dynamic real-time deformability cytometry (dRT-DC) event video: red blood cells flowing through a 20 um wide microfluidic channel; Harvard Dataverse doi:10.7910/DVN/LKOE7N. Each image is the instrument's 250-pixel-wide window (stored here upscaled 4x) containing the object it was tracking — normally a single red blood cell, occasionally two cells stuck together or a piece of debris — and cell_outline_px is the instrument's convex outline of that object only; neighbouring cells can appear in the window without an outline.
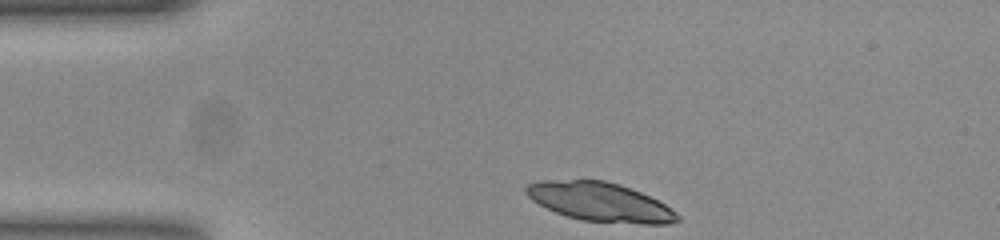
{"species": "common noctule bat (a hibernating species)", "species_latin": "Nyctalus noctula", "temperature_condition": "room temperature", "stored_images_in_passage": 33, "camera_frame_rate_fps": 3000, "um_per_image_px": 0.085, "animal": {"sex": "female", "body_mass_g": 23.0, "forearm_length_mm": 53.4}, "frame": {"image": 1, "passage_image": 1, "time_ms": 0.0, "image_size_px": [1000, 240], "cell_outline_px": [[680, 220], [668, 224], [644, 224], [580, 220], [556, 212], [532, 200], [524, 192], [524, 188], [528, 184], [540, 180], [604, 180], [620, 184], [640, 192], [664, 204], [680, 216]], "centroid_in_image_um": [50.99, 17.16], "position_along_channel_um": 34.0, "area_um2": 34.04}}